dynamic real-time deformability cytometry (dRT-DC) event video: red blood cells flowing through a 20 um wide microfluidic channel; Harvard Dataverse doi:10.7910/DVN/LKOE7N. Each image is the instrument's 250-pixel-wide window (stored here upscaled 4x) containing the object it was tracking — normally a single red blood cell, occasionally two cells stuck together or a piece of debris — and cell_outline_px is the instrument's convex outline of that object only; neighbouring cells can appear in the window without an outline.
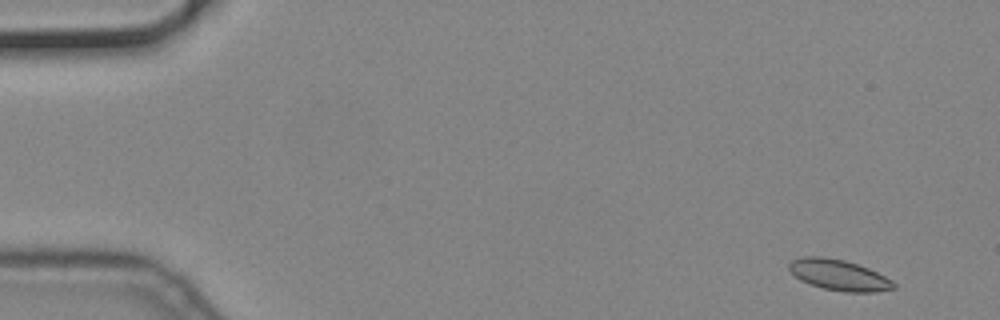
{"species": "common noctule bat (a hibernating species)", "species_latin": "Nyctalus noctula", "temperature_condition": "cold", "stored_images_in_passage": 4, "camera_frame_rate_fps": 3000, "um_per_image_px": 0.085, "animal": {"sex": "male", "body_mass_g": 19.2, "forearm_length_mm": 51.8}, "frame": {"image": 1, "passage_image": 1, "time_ms": 0.0, "image_size_px": [1000, 320], "cell_outline_px": [[896, 288], [876, 292], [844, 292], [824, 288], [800, 280], [788, 268], [788, 264], [792, 260], [804, 256], [820, 256], [844, 260], [868, 268], [892, 280], [896, 284]], "centroid_in_image_um": [71.32, 23.38], "position_along_channel_um": 13.7, "area_um2": 18.61}}
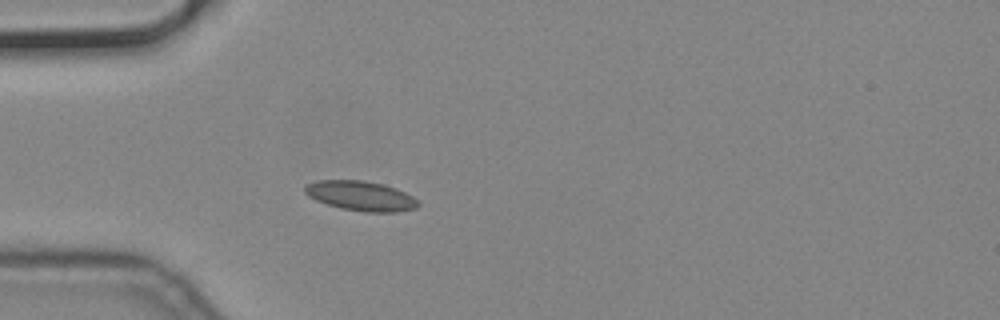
{"frame": {"image": 2, "passage_image": 4, "time_ms": 1.0, "image_size_px": [1000, 320], "cell_outline_px": [[420, 204], [416, 208], [396, 212], [364, 212], [340, 208], [316, 200], [308, 196], [304, 192], [304, 184], [316, 180], [364, 180], [384, 184], [396, 188], [412, 196]], "centroid_in_image_um": [30.64, 16.64], "position_along_channel_um": 54.4, "area_um2": 19.77}}